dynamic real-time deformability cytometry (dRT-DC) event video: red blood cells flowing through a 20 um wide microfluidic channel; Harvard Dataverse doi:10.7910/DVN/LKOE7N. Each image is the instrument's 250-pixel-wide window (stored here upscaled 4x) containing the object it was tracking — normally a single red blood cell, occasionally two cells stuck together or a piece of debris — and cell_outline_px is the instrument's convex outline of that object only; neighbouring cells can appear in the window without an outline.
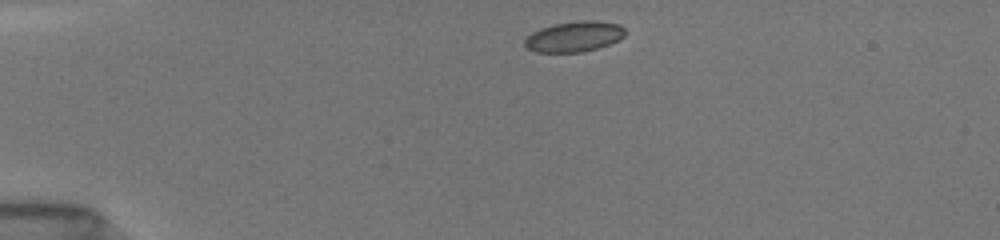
{"species": "common noctule bat (a hibernating species)", "species_latin": "Nyctalus noctula", "temperature_condition": "room temperature", "stored_images_in_passage": 17, "camera_frame_rate_fps": 3000, "um_per_image_px": 0.085, "animal": {"sex": "female", "body_mass_g": 19.5, "forearm_length_mm": 54.1}, "frame": {"image": 1, "passage_image": 1, "time_ms": 0.0, "image_size_px": [1000, 240], "cell_outline_px": [[624, 36], [608, 44], [596, 48], [580, 52], [536, 52], [528, 48], [524, 44], [524, 40], [532, 32], [540, 28], [556, 24], [576, 20], [596, 20], [620, 24], [624, 28]], "centroid_in_image_um": [48.79, 3.09], "position_along_channel_um": 36.2, "area_um2": 17.69}}
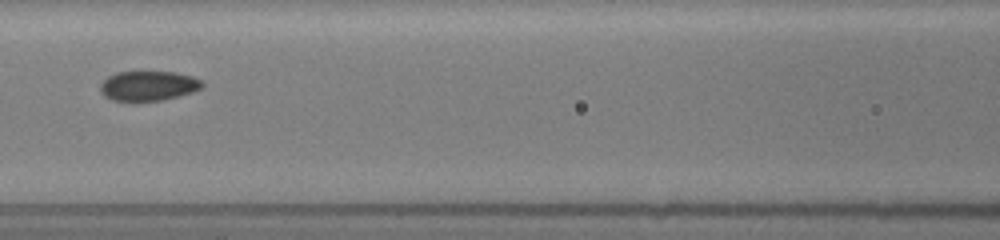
{"frame": {"image": 2, "passage_image": 14, "time_ms": 4.333, "image_size_px": [1000, 240], "cell_outline_px": [[204, 84], [200, 88], [192, 92], [180, 96], [160, 100], [112, 100], [104, 96], [100, 92], [100, 84], [108, 76], [116, 72], [176, 72], [192, 76], [200, 80]], "centroid_in_image_um": [12.6, 7.28], "position_along_channel_um": 154.0, "area_um2": 17.51}}
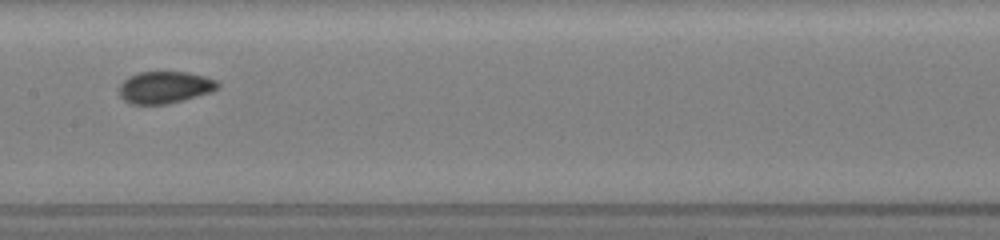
{"frame": {"image": 3, "passage_image": 16, "time_ms": 5.333, "image_size_px": [1000, 240], "cell_outline_px": [[220, 88], [212, 92], [184, 100], [168, 104], [132, 104], [124, 100], [120, 96], [120, 84], [128, 76], [140, 72], [188, 72], [204, 76], [216, 80], [220, 84]], "centroid_in_image_um": [14.04, 7.42], "position_along_channel_um": 193.4, "area_um2": 18.5}}